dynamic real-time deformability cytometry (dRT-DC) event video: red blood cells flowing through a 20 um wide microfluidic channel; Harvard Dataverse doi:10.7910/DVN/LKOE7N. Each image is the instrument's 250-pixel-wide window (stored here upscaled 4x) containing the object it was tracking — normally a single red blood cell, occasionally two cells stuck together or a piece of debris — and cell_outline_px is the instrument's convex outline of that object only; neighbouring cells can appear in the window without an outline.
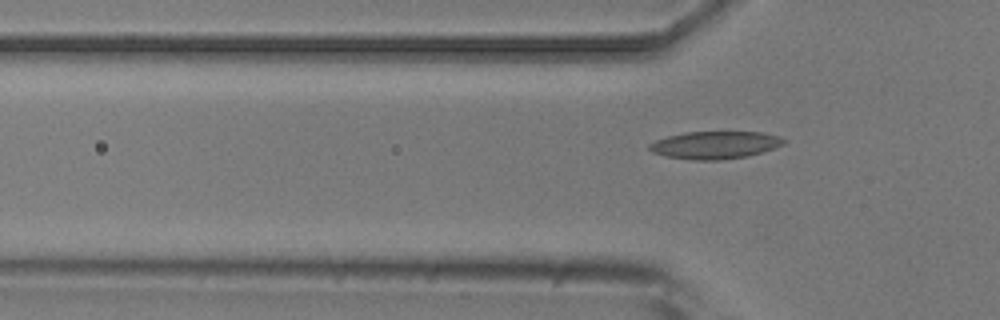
{"species": "common noctule bat (a hibernating species)", "species_latin": "Nyctalus noctula", "temperature_condition": "room temperature", "stored_images_in_passage": 4, "camera_frame_rate_fps": 3000, "um_per_image_px": 0.085, "animal": {"sex": "male", "body_mass_g": 20.5, "forearm_length_mm": 52.5}, "frame": {"image": 1, "passage_image": 4, "time_ms": 3.667, "image_size_px": [1000, 320], "cell_outline_px": [[788, 140], [784, 144], [748, 156], [720, 160], [696, 160], [664, 156], [652, 152], [648, 148], [648, 144], [656, 140], [668, 136], [684, 132], [764, 132], [780, 136]], "centroid_in_image_um": [60.78, 12.32], "position_along_channel_um": 65.0, "area_um2": 21.62}}